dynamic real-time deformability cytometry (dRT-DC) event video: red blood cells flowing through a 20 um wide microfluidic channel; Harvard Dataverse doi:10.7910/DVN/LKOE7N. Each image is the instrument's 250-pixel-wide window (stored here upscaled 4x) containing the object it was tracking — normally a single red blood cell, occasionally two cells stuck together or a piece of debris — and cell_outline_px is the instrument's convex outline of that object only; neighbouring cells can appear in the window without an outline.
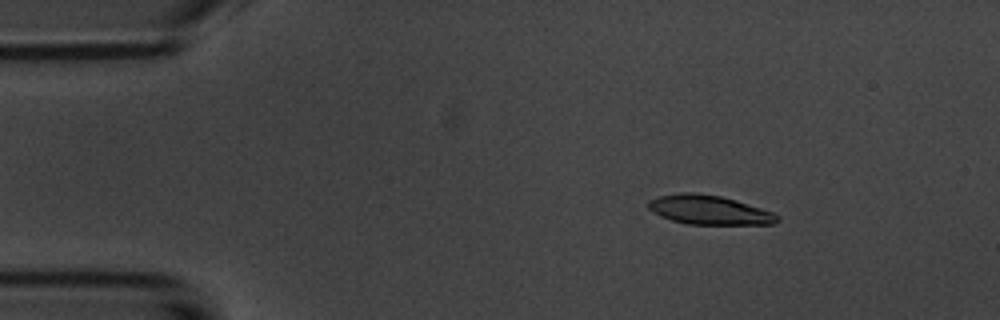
{"species": "common noctule bat (a hibernating species)", "species_latin": "Nyctalus noctula", "temperature_condition": "room temperature", "stored_images_in_passage": 52, "camera_frame_rate_fps": 3000, "um_per_image_px": 0.085, "animal": {"sex": "male", "body_mass_g": 20.1, "forearm_length_mm": 53.5}, "frame": {"image": 1, "passage_image": 6, "time_ms": 1.667, "image_size_px": [1000, 320], "cell_outline_px": [[780, 220], [772, 224], [688, 224], [672, 220], [660, 216], [652, 212], [648, 208], [648, 200], [660, 196], [684, 192], [692, 192], [720, 196], [736, 200], [772, 212], [780, 216]], "centroid_in_image_um": [60.26, 17.85], "position_along_channel_um": 24.7, "area_um2": 21.79}}
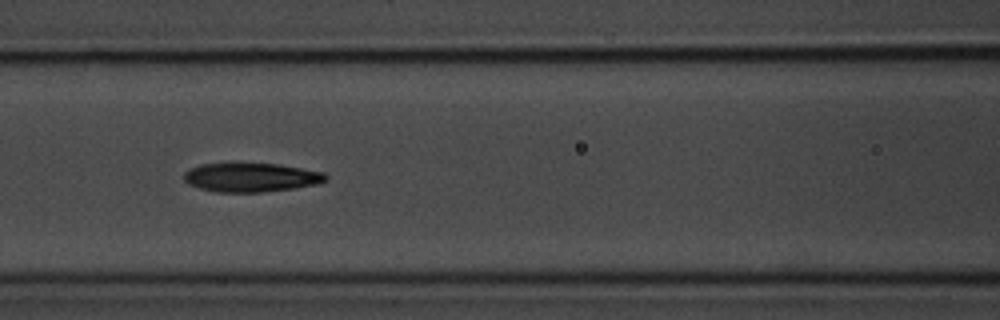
{"frame": {"image": 2, "passage_image": 21, "time_ms": 6.667, "image_size_px": [1000, 320], "cell_outline_px": [[328, 180], [316, 184], [296, 188], [264, 192], [216, 192], [200, 188], [188, 184], [184, 180], [184, 172], [200, 164], [276, 164], [324, 172], [328, 176]], "centroid_in_image_um": [21.36, 15.09], "position_along_channel_um": 145.2, "area_um2": 23.76}}
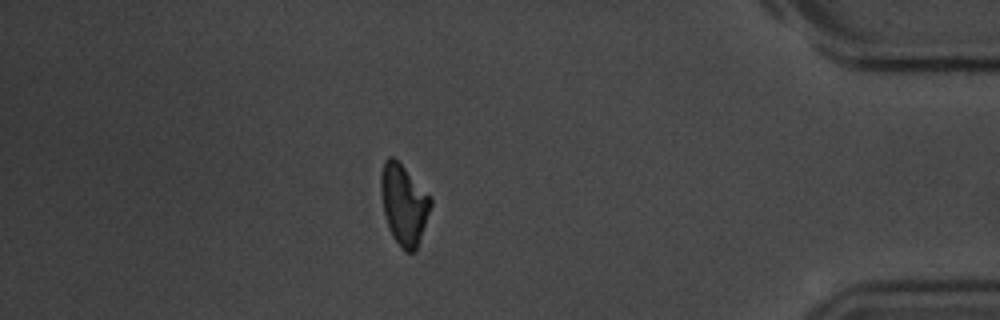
{"frame": {"image": 3, "passage_image": 45, "time_ms": 14.667, "image_size_px": [1000, 320], "cell_outline_px": [[432, 204], [420, 240], [416, 248], [412, 252], [404, 252], [392, 236], [388, 228], [384, 212], [380, 192], [380, 176], [384, 160], [388, 156], [392, 156], [432, 196]], "centroid_in_image_um": [34.32, 17.38], "position_along_channel_um": 400.9, "area_um2": 23.35}, "authors_computed_cell_mechanics": {"area_um2": 23.4957, "velocity_mm_per_s": 3.7084, "shape_relaxation_time_tau1_ms": 3.9367, "shape_relaxation_time_tau2_ms": 3.6459, "deformation_change_tau1": 0.1353, "deformation_change_tau2": 0.0881}}